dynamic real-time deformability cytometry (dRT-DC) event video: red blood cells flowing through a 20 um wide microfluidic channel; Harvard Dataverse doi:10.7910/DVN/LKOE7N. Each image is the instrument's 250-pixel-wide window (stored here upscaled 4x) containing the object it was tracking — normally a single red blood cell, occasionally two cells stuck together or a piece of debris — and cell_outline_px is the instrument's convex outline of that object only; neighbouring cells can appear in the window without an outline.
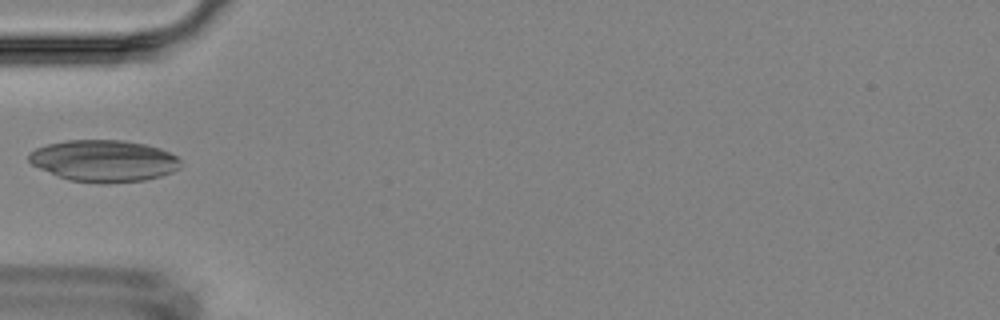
{"species": "Egyptian fruit bat (a non-hibernating species)", "species_latin": "Rousettus aegyptiacus", "temperature_condition": "room temperature", "stored_images_in_passage": 3, "camera_frame_rate_fps": 3000, "um_per_image_px": 0.085, "animal": {"sex": "female"}, "frame": {"image": 1, "passage_image": 3, "time_ms": 2.333, "image_size_px": [1000, 320], "cell_outline_px": [[184, 164], [180, 168], [172, 172], [160, 176], [144, 180], [104, 184], [100, 184], [68, 180], [40, 168], [32, 164], [28, 160], [28, 152], [36, 148], [48, 144], [64, 140], [124, 140], [144, 144], [160, 148], [176, 156]], "centroid_in_image_um": [8.83, 13.67], "position_along_channel_um": 76.2, "area_um2": 37.11}}